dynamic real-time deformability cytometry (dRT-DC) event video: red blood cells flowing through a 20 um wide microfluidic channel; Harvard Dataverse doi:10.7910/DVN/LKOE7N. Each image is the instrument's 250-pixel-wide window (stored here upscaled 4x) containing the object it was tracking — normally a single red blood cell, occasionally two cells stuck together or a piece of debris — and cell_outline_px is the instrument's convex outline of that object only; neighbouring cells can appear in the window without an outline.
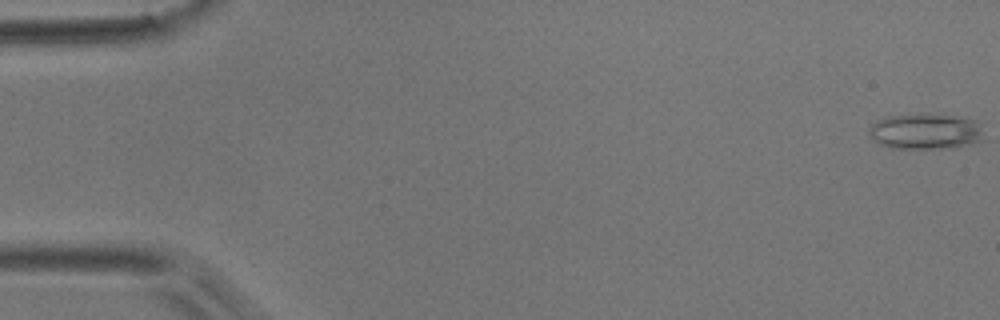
{"species": "common noctule bat (a hibernating species)", "species_latin": "Nyctalus noctula", "temperature_condition": "room temperature", "stored_images_in_passage": 6, "camera_frame_rate_fps": 3000, "um_per_image_px": 0.085, "animal": {"sex": "male", "body_mass_g": 17.9}, "frame": {"image": 1, "passage_image": 1, "time_ms": 0.0, "image_size_px": [1000, 320], "cell_outline_px": [[984, 140], [972, 144], [952, 148], [892, 148], [880, 144], [872, 140], [868, 132], [868, 128], [876, 120], [892, 116], [928, 112], [956, 116], [976, 120], [984, 136]], "centroid_in_image_um": [78.67, 11.16], "position_along_channel_um": 6.3, "area_um2": 24.39}}
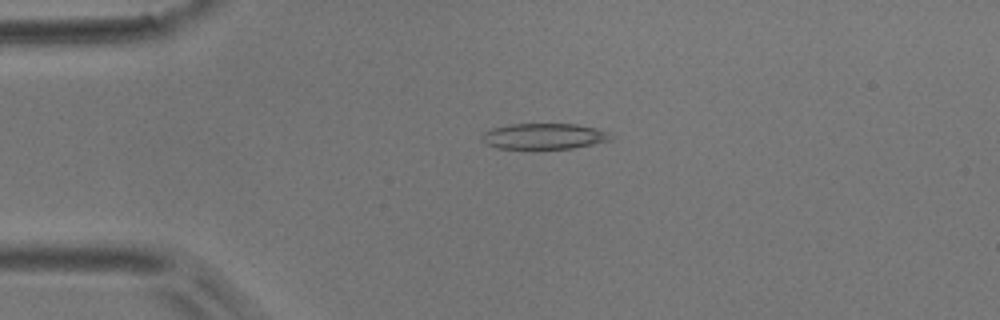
{"frame": {"image": 2, "passage_image": 4, "time_ms": 4.0, "image_size_px": [1000, 320], "cell_outline_px": [[616, 136], [612, 140], [572, 148], [496, 148], [488, 144], [480, 136], [484, 132], [492, 128], [508, 124], [576, 124], [596, 128]], "centroid_in_image_um": [46.27, 11.57], "position_along_channel_um": 38.7, "area_um2": 19.25}}
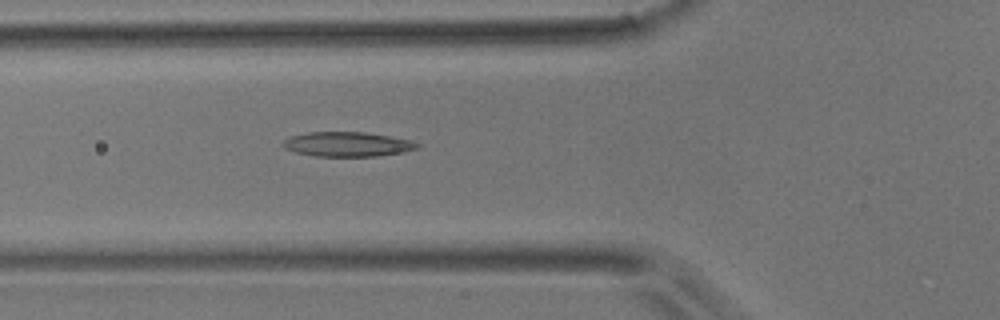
{"frame": {"image": 3, "passage_image": 6, "time_ms": 6.333, "image_size_px": [1000, 320], "cell_outline_px": [[420, 148], [404, 152], [376, 156], [316, 156], [296, 152], [284, 148], [280, 144], [288, 136], [308, 132], [364, 132], [412, 140], [420, 144]], "centroid_in_image_um": [29.52, 12.25], "position_along_channel_um": 96.3, "area_um2": 19.36}}